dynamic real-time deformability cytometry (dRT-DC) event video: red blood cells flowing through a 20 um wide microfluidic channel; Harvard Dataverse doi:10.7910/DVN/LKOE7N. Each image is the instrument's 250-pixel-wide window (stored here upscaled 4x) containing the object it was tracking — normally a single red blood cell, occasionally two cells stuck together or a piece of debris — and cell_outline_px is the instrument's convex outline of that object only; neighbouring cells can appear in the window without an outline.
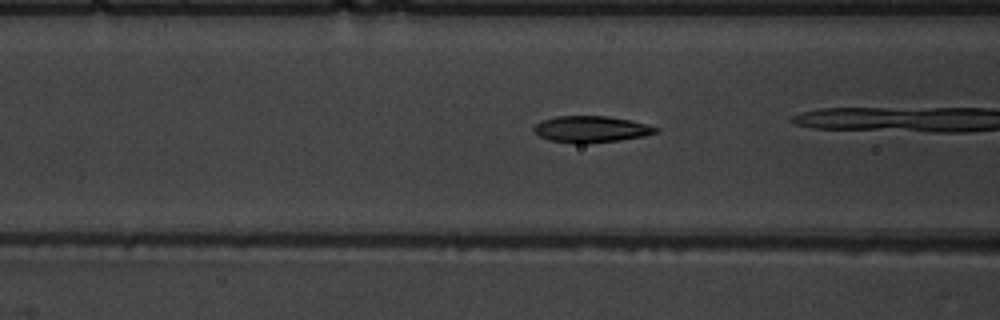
{"species": "common noctule bat (a hibernating species)", "species_latin": "Nyctalus noctula", "temperature_condition": "warm", "stored_images_in_passage": 37, "camera_frame_rate_fps": 3000, "um_per_image_px": 0.085, "animal": {"sex": "male", "body_mass_g": 19.5, "forearm_length_mm": 54.6}, "frame": {"image": 1, "passage_image": 16, "time_ms": 5.0, "image_size_px": [1000, 320], "cell_outline_px": [[660, 132], [644, 136], [620, 140], [584, 144], [576, 144], [548, 140], [540, 136], [532, 128], [536, 124], [544, 120], [556, 116], [608, 116], [648, 124], [660, 128]], "centroid_in_image_um": [50.28, 10.99], "position_along_channel_um": 116.3, "area_um2": 18.9}}